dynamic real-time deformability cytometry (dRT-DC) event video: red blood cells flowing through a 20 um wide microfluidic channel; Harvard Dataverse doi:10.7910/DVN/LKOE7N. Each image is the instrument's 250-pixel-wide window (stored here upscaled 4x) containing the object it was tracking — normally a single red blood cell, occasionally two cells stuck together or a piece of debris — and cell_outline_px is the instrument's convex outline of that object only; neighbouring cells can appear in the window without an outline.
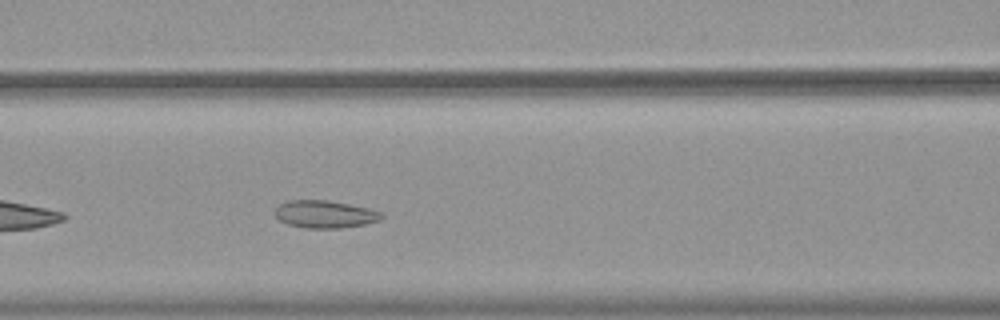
{"species": "common noctule bat (a hibernating species)", "species_latin": "Nyctalus noctula", "temperature_condition": "warm", "stored_images_in_passage": 40, "camera_frame_rate_fps": 3000, "um_per_image_px": 0.085, "animal": {"sex": "female", "body_mass_g": 19.9}, "frame": {"image": 1, "passage_image": 9, "time_ms": 2.667, "image_size_px": [1000, 320], "cell_outline_px": [[384, 216], [380, 220], [364, 224], [340, 228], [304, 228], [288, 224], [280, 220], [276, 216], [276, 208], [280, 204], [288, 200], [328, 200], [368, 208], [384, 212]], "centroid_in_image_um": [27.64, 18.2], "position_along_channel_um": 139.0, "area_um2": 17.05}}
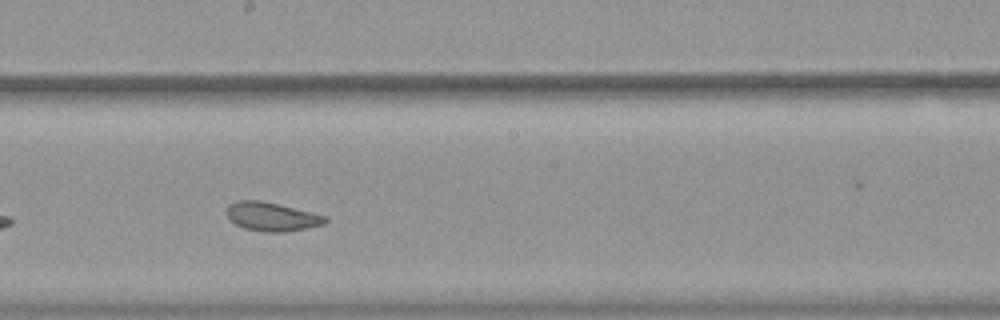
{"frame": {"image": 2, "passage_image": 16, "time_ms": 5.0, "image_size_px": [1000, 320], "cell_outline_px": [[328, 220], [324, 224], [288, 232], [264, 232], [244, 228], [228, 220], [228, 204], [236, 200], [260, 200], [328, 216]], "centroid_in_image_um": [23.1, 18.42], "position_along_channel_um": 225.1, "area_um2": 16.53}}
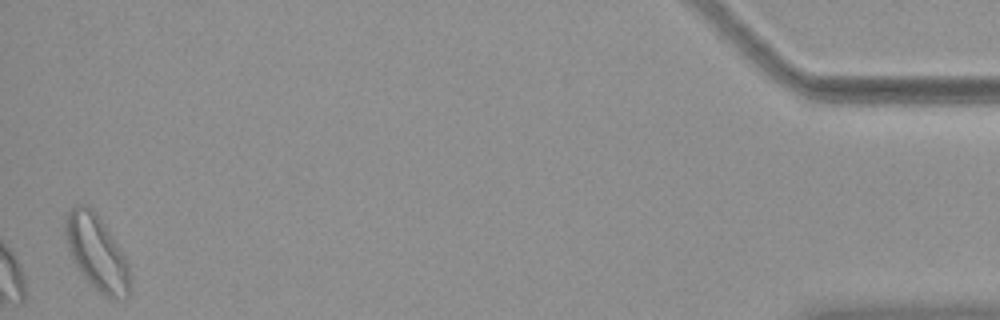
{"frame": {"image": 3, "passage_image": 39, "time_ms": 12.667, "image_size_px": [1000, 320], "cell_outline_px": [[132, 292], [128, 296], [108, 300], [84, 276], [72, 260], [68, 252], [64, 232], [64, 220], [68, 212], [76, 204], [88, 204], [96, 212], [120, 248], [128, 264], [132, 284]], "centroid_in_image_um": [8.22, 21.48], "position_along_channel_um": 427.0, "area_um2": 28.55}, "authors_computed_cell_mechanics": {"area_um2": 18.0047, "velocity_mm_per_s": 3.7125, "shape_relaxation_time_tau1_ms": null, "shape_relaxation_time_tau2_ms": 1.5245, "deformation_change_tau1": null, "deformation_change_tau2": 0.0855}}